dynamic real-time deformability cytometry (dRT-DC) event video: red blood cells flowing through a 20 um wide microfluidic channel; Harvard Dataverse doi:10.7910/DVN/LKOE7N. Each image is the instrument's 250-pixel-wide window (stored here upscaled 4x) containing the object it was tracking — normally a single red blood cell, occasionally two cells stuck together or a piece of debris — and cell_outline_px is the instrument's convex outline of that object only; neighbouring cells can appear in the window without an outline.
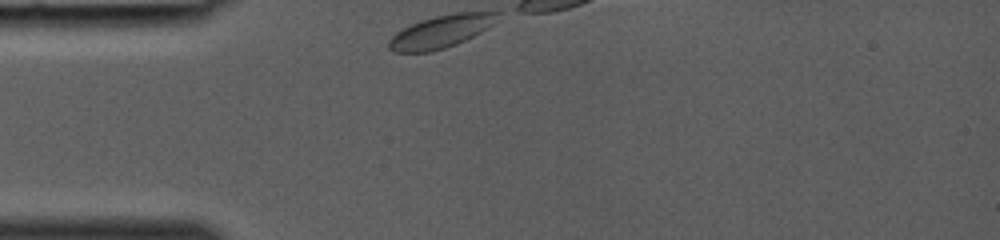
{"species": "common noctule bat (a hibernating species)", "species_latin": "Nyctalus noctula", "temperature_condition": "room temperature", "stored_images_in_passage": 6, "camera_frame_rate_fps": 3000, "um_per_image_px": 0.085, "animal": {"sex": "female", "body_mass_g": 19.0, "forearm_length_mm": 53.3}, "frame": {"image": 1, "passage_image": 1, "time_ms": 0.0, "image_size_px": [1000, 240], "cell_outline_px": [[500, 12], [492, 24], [488, 28], [456, 44], [432, 52], [392, 52], [388, 48], [388, 40], [396, 32], [420, 20], [436, 16], [456, 12]], "centroid_in_image_um": [37.43, 2.69], "position_along_channel_um": 47.6, "area_um2": 20.4}}
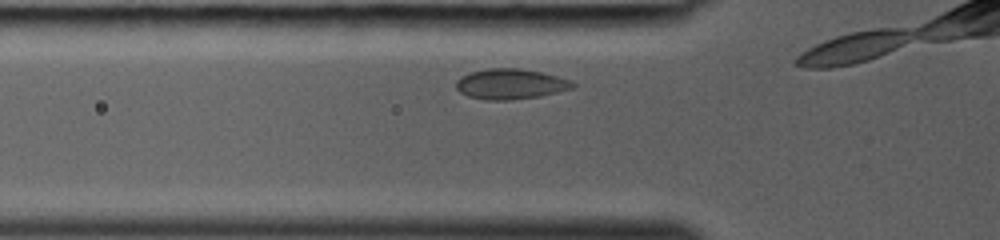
{"frame": {"image": 2, "passage_image": 4, "time_ms": 1.0, "image_size_px": [1000, 240], "cell_outline_px": [[576, 88], [540, 96], [512, 100], [484, 100], [468, 96], [460, 92], [456, 88], [456, 80], [460, 76], [468, 72], [488, 68], [520, 68], [544, 72], [568, 80], [576, 84]], "centroid_in_image_um": [43.38, 7.14], "position_along_channel_um": 82.4, "area_um2": 20.92}}